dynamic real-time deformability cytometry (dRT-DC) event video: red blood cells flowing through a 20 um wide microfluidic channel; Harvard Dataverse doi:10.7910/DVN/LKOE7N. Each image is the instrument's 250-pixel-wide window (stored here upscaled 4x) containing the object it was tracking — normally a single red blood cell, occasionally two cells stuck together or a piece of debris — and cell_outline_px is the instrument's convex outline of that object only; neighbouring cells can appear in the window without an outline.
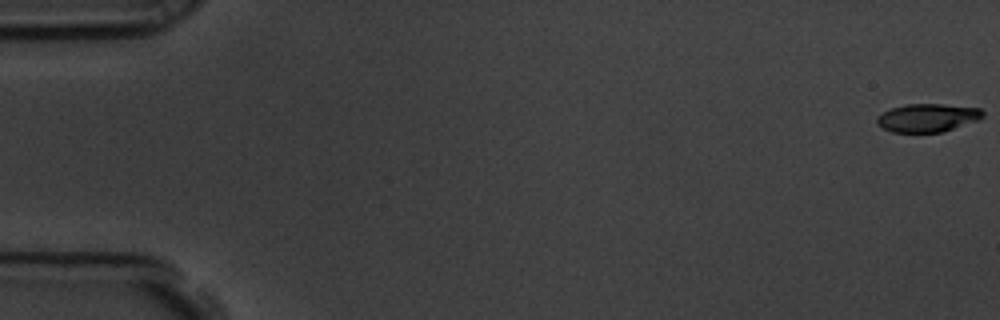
{"species": "common noctule bat (a hibernating species)", "species_latin": "Nyctalus noctula", "temperature_condition": "room temperature", "stored_images_in_passage": 58, "camera_frame_rate_fps": 3000, "um_per_image_px": 0.085, "animal": {"sex": "male", "body_mass_g": 19.5, "forearm_length_mm": 54.6}, "frame": {"image": 1, "passage_image": 1, "time_ms": 0.0, "image_size_px": [1000, 320], "cell_outline_px": [[984, 116], [980, 120], [944, 132], [892, 132], [884, 128], [876, 120], [876, 116], [892, 108], [904, 104], [940, 104], [980, 108], [984, 112]], "centroid_in_image_um": [78.89, 10.01], "position_along_channel_um": 6.1, "area_um2": 17.46}}
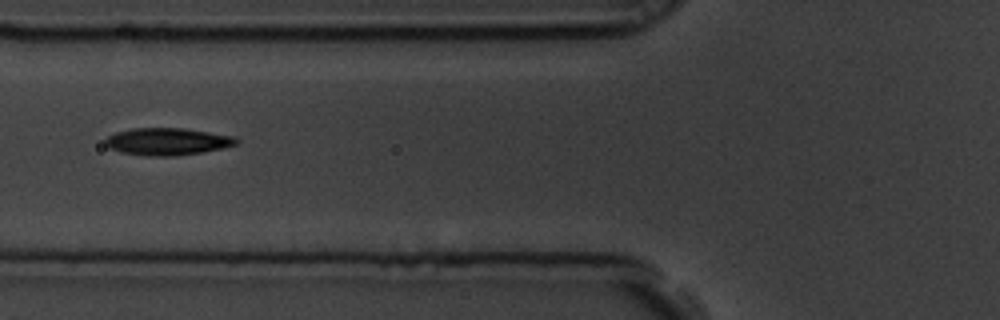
{"frame": {"image": 2, "passage_image": 23, "time_ms": 7.333, "image_size_px": [1000, 320], "cell_outline_px": [[240, 140], [236, 144], [220, 148], [200, 152], [176, 156], [148, 156], [120, 152], [108, 148], [104, 144], [104, 140], [108, 136], [116, 132], [132, 128], [184, 128], [236, 136]], "centroid_in_image_um": [14.2, 12.02], "position_along_channel_um": 111.6, "area_um2": 20.87}}
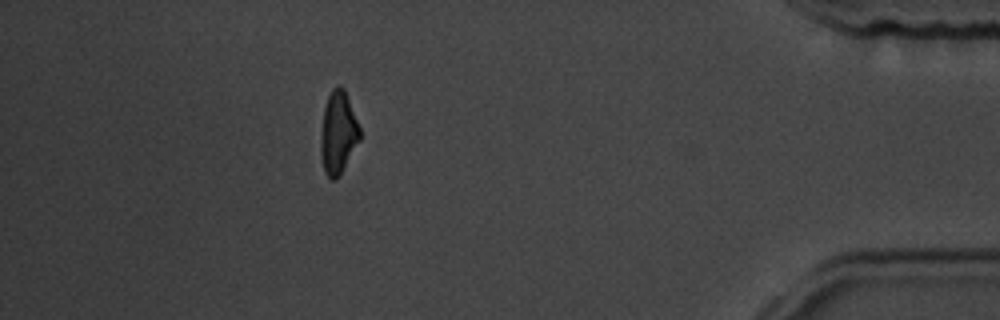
{"frame": {"image": 3, "passage_image": 52, "time_ms": 17.0, "image_size_px": [1000, 320], "cell_outline_px": [[360, 140], [336, 180], [332, 180], [324, 172], [320, 152], [320, 140], [324, 108], [328, 96], [332, 88], [336, 84], [340, 84], [344, 88], [360, 128]], "centroid_in_image_um": [28.73, 11.26], "position_along_channel_um": 406.5, "area_um2": 18.73}, "authors_computed_cell_mechanics": {"area_um2": 19.3052, "velocity_mm_per_s": 3.5673, "shape_relaxation_time_tau1_ms": 3.0496, "shape_relaxation_time_tau2_ms": 3.8176, "deformation_change_tau1": 0.1505, "deformation_change_tau2": 0.1252}}